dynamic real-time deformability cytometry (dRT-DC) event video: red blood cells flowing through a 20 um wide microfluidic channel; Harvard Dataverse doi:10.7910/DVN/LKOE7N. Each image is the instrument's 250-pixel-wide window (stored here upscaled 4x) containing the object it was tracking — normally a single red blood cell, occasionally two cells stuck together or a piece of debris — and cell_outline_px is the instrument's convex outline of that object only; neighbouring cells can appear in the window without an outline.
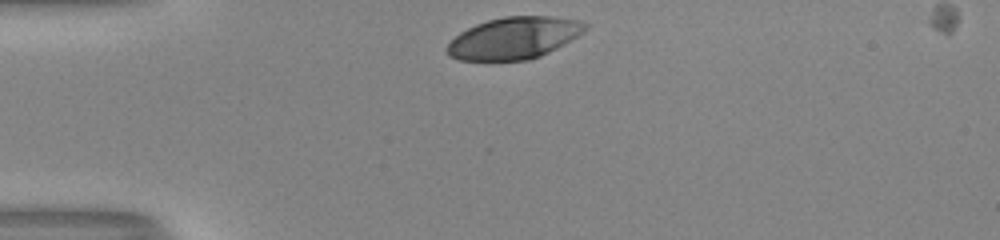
{"species": "human", "species_latin": "Homo sapiens", "temperature_condition": "room temperature", "stored_images_in_passage": 30, "camera_frame_rate_fps": 3000, "um_per_image_px": 0.085, "donor": {"sex": "male"}, "frame": {"image": 1, "passage_image": 1, "time_ms": 0.0, "image_size_px": [1000, 240], "cell_outline_px": [[588, 28], [576, 36], [556, 48], [540, 56], [528, 60], [460, 60], [448, 56], [444, 48], [460, 32], [476, 24], [488, 20], [504, 16], [552, 16], [580, 20], [588, 24]], "centroid_in_image_um": [43.67, 3.23], "position_along_channel_um": 41.3, "area_um2": 33.58}}
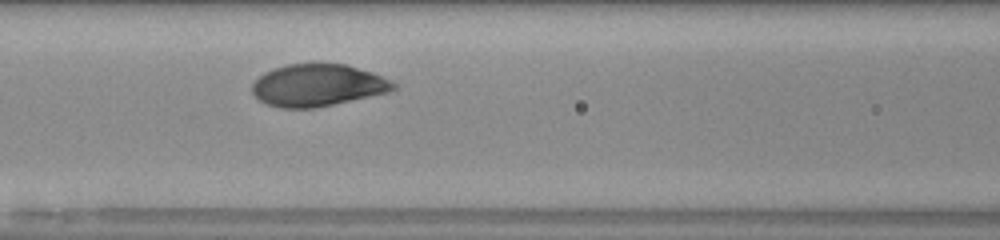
{"frame": {"image": 2, "passage_image": 11, "time_ms": 3.333, "image_size_px": [1000, 240], "cell_outline_px": [[400, 88], [388, 92], [316, 108], [280, 108], [264, 104], [252, 92], [252, 84], [264, 72], [288, 64], [344, 64], [372, 72], [392, 80]], "centroid_in_image_um": [27.02, 7.26], "position_along_channel_um": 139.6, "area_um2": 34.62}}
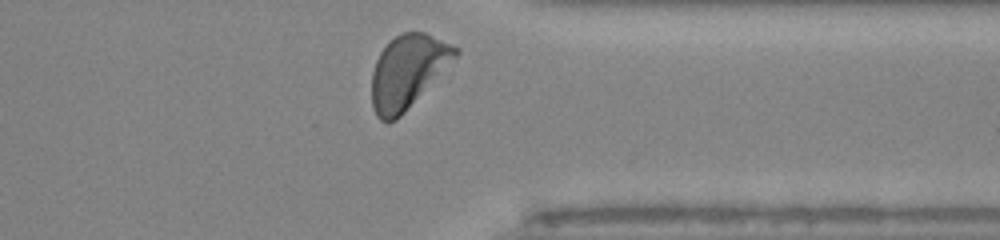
{"frame": {"image": 3, "passage_image": 29, "time_ms": 9.333, "image_size_px": [1000, 240], "cell_outline_px": [[460, 52], [404, 112], [396, 120], [380, 120], [376, 116], [372, 108], [372, 72], [376, 60], [380, 52], [396, 36], [404, 32], [424, 32], [460, 48]], "centroid_in_image_um": [34.63, 6.07], "position_along_channel_um": 376.8, "area_um2": 34.8}, "authors_computed_cell_mechanics": {"area_um2": 34.9979, "velocity_mm_per_s": 4.0024, "shape_relaxation_time_tau1_ms": 2.5824, "shape_relaxation_time_tau2_ms": null, "deformation_change_tau1": 0.1553, "deformation_change_tau2": null}}